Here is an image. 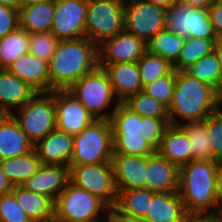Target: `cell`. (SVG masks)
<instances>
[{
    "instance_id": "23",
    "label": "cell",
    "mask_w": 222,
    "mask_h": 222,
    "mask_svg": "<svg viewBox=\"0 0 222 222\" xmlns=\"http://www.w3.org/2000/svg\"><path fill=\"white\" fill-rule=\"evenodd\" d=\"M34 150L33 142L12 115L0 121V160L21 156Z\"/></svg>"
},
{
    "instance_id": "12",
    "label": "cell",
    "mask_w": 222,
    "mask_h": 222,
    "mask_svg": "<svg viewBox=\"0 0 222 222\" xmlns=\"http://www.w3.org/2000/svg\"><path fill=\"white\" fill-rule=\"evenodd\" d=\"M88 0H55L51 33L59 40L86 37Z\"/></svg>"
},
{
    "instance_id": "56",
    "label": "cell",
    "mask_w": 222,
    "mask_h": 222,
    "mask_svg": "<svg viewBox=\"0 0 222 222\" xmlns=\"http://www.w3.org/2000/svg\"><path fill=\"white\" fill-rule=\"evenodd\" d=\"M7 114L0 108V121L6 116Z\"/></svg>"
},
{
    "instance_id": "36",
    "label": "cell",
    "mask_w": 222,
    "mask_h": 222,
    "mask_svg": "<svg viewBox=\"0 0 222 222\" xmlns=\"http://www.w3.org/2000/svg\"><path fill=\"white\" fill-rule=\"evenodd\" d=\"M137 66L143 87L168 75L173 70V65L168 60L160 55L152 54L148 50L137 61Z\"/></svg>"
},
{
    "instance_id": "24",
    "label": "cell",
    "mask_w": 222,
    "mask_h": 222,
    "mask_svg": "<svg viewBox=\"0 0 222 222\" xmlns=\"http://www.w3.org/2000/svg\"><path fill=\"white\" fill-rule=\"evenodd\" d=\"M187 215L179 192H155L145 220L148 222H182Z\"/></svg>"
},
{
    "instance_id": "54",
    "label": "cell",
    "mask_w": 222,
    "mask_h": 222,
    "mask_svg": "<svg viewBox=\"0 0 222 222\" xmlns=\"http://www.w3.org/2000/svg\"><path fill=\"white\" fill-rule=\"evenodd\" d=\"M40 1H44V0H21V7L31 5V4H35V3H38Z\"/></svg>"
},
{
    "instance_id": "17",
    "label": "cell",
    "mask_w": 222,
    "mask_h": 222,
    "mask_svg": "<svg viewBox=\"0 0 222 222\" xmlns=\"http://www.w3.org/2000/svg\"><path fill=\"white\" fill-rule=\"evenodd\" d=\"M111 164L117 190L145 188L146 156L113 154Z\"/></svg>"
},
{
    "instance_id": "44",
    "label": "cell",
    "mask_w": 222,
    "mask_h": 222,
    "mask_svg": "<svg viewBox=\"0 0 222 222\" xmlns=\"http://www.w3.org/2000/svg\"><path fill=\"white\" fill-rule=\"evenodd\" d=\"M210 21L218 39H222V4L216 1L208 9Z\"/></svg>"
},
{
    "instance_id": "42",
    "label": "cell",
    "mask_w": 222,
    "mask_h": 222,
    "mask_svg": "<svg viewBox=\"0 0 222 222\" xmlns=\"http://www.w3.org/2000/svg\"><path fill=\"white\" fill-rule=\"evenodd\" d=\"M31 220L11 192L0 196V222H30Z\"/></svg>"
},
{
    "instance_id": "29",
    "label": "cell",
    "mask_w": 222,
    "mask_h": 222,
    "mask_svg": "<svg viewBox=\"0 0 222 222\" xmlns=\"http://www.w3.org/2000/svg\"><path fill=\"white\" fill-rule=\"evenodd\" d=\"M218 39L189 37L185 40L177 60L172 64L175 71H185L198 59L214 51Z\"/></svg>"
},
{
    "instance_id": "46",
    "label": "cell",
    "mask_w": 222,
    "mask_h": 222,
    "mask_svg": "<svg viewBox=\"0 0 222 222\" xmlns=\"http://www.w3.org/2000/svg\"><path fill=\"white\" fill-rule=\"evenodd\" d=\"M182 222H215L212 214H187Z\"/></svg>"
},
{
    "instance_id": "3",
    "label": "cell",
    "mask_w": 222,
    "mask_h": 222,
    "mask_svg": "<svg viewBox=\"0 0 222 222\" xmlns=\"http://www.w3.org/2000/svg\"><path fill=\"white\" fill-rule=\"evenodd\" d=\"M217 167L213 160H192L180 167L178 192L187 214H212L221 204Z\"/></svg>"
},
{
    "instance_id": "45",
    "label": "cell",
    "mask_w": 222,
    "mask_h": 222,
    "mask_svg": "<svg viewBox=\"0 0 222 222\" xmlns=\"http://www.w3.org/2000/svg\"><path fill=\"white\" fill-rule=\"evenodd\" d=\"M192 8L209 9L217 0H178Z\"/></svg>"
},
{
    "instance_id": "49",
    "label": "cell",
    "mask_w": 222,
    "mask_h": 222,
    "mask_svg": "<svg viewBox=\"0 0 222 222\" xmlns=\"http://www.w3.org/2000/svg\"><path fill=\"white\" fill-rule=\"evenodd\" d=\"M216 185L219 201L222 204V162L218 163Z\"/></svg>"
},
{
    "instance_id": "31",
    "label": "cell",
    "mask_w": 222,
    "mask_h": 222,
    "mask_svg": "<svg viewBox=\"0 0 222 222\" xmlns=\"http://www.w3.org/2000/svg\"><path fill=\"white\" fill-rule=\"evenodd\" d=\"M185 40L174 32L165 29L152 37L147 43V50L152 54L160 55L173 64L177 60Z\"/></svg>"
},
{
    "instance_id": "1",
    "label": "cell",
    "mask_w": 222,
    "mask_h": 222,
    "mask_svg": "<svg viewBox=\"0 0 222 222\" xmlns=\"http://www.w3.org/2000/svg\"><path fill=\"white\" fill-rule=\"evenodd\" d=\"M221 106L222 96L214 87L192 77L186 71H176L173 99L168 108L170 125L203 121Z\"/></svg>"
},
{
    "instance_id": "20",
    "label": "cell",
    "mask_w": 222,
    "mask_h": 222,
    "mask_svg": "<svg viewBox=\"0 0 222 222\" xmlns=\"http://www.w3.org/2000/svg\"><path fill=\"white\" fill-rule=\"evenodd\" d=\"M110 79L113 92L120 103L131 95L143 91L137 62L99 65Z\"/></svg>"
},
{
    "instance_id": "2",
    "label": "cell",
    "mask_w": 222,
    "mask_h": 222,
    "mask_svg": "<svg viewBox=\"0 0 222 222\" xmlns=\"http://www.w3.org/2000/svg\"><path fill=\"white\" fill-rule=\"evenodd\" d=\"M99 66L98 45L87 37L60 40L48 62L51 92L68 90L84 75Z\"/></svg>"
},
{
    "instance_id": "43",
    "label": "cell",
    "mask_w": 222,
    "mask_h": 222,
    "mask_svg": "<svg viewBox=\"0 0 222 222\" xmlns=\"http://www.w3.org/2000/svg\"><path fill=\"white\" fill-rule=\"evenodd\" d=\"M18 27V10L0 3V39Z\"/></svg>"
},
{
    "instance_id": "33",
    "label": "cell",
    "mask_w": 222,
    "mask_h": 222,
    "mask_svg": "<svg viewBox=\"0 0 222 222\" xmlns=\"http://www.w3.org/2000/svg\"><path fill=\"white\" fill-rule=\"evenodd\" d=\"M113 154L148 156L156 152L141 133H112Z\"/></svg>"
},
{
    "instance_id": "37",
    "label": "cell",
    "mask_w": 222,
    "mask_h": 222,
    "mask_svg": "<svg viewBox=\"0 0 222 222\" xmlns=\"http://www.w3.org/2000/svg\"><path fill=\"white\" fill-rule=\"evenodd\" d=\"M110 123L112 133L141 132V116L132 112L123 103H120L112 112Z\"/></svg>"
},
{
    "instance_id": "51",
    "label": "cell",
    "mask_w": 222,
    "mask_h": 222,
    "mask_svg": "<svg viewBox=\"0 0 222 222\" xmlns=\"http://www.w3.org/2000/svg\"><path fill=\"white\" fill-rule=\"evenodd\" d=\"M0 3L16 10L21 8V0H0Z\"/></svg>"
},
{
    "instance_id": "48",
    "label": "cell",
    "mask_w": 222,
    "mask_h": 222,
    "mask_svg": "<svg viewBox=\"0 0 222 222\" xmlns=\"http://www.w3.org/2000/svg\"><path fill=\"white\" fill-rule=\"evenodd\" d=\"M214 52L216 54L217 60L220 65V73H221V96H222V39H218L215 47Z\"/></svg>"
},
{
    "instance_id": "26",
    "label": "cell",
    "mask_w": 222,
    "mask_h": 222,
    "mask_svg": "<svg viewBox=\"0 0 222 222\" xmlns=\"http://www.w3.org/2000/svg\"><path fill=\"white\" fill-rule=\"evenodd\" d=\"M156 151L179 168L193 160L187 134L180 126L169 125L166 128Z\"/></svg>"
},
{
    "instance_id": "41",
    "label": "cell",
    "mask_w": 222,
    "mask_h": 222,
    "mask_svg": "<svg viewBox=\"0 0 222 222\" xmlns=\"http://www.w3.org/2000/svg\"><path fill=\"white\" fill-rule=\"evenodd\" d=\"M170 125V119L141 116V135L149 144L157 150L160 146L166 128Z\"/></svg>"
},
{
    "instance_id": "50",
    "label": "cell",
    "mask_w": 222,
    "mask_h": 222,
    "mask_svg": "<svg viewBox=\"0 0 222 222\" xmlns=\"http://www.w3.org/2000/svg\"><path fill=\"white\" fill-rule=\"evenodd\" d=\"M151 4L161 6L165 9L169 8L176 0H144Z\"/></svg>"
},
{
    "instance_id": "40",
    "label": "cell",
    "mask_w": 222,
    "mask_h": 222,
    "mask_svg": "<svg viewBox=\"0 0 222 222\" xmlns=\"http://www.w3.org/2000/svg\"><path fill=\"white\" fill-rule=\"evenodd\" d=\"M29 36L28 52L48 63L51 60L60 40L51 32L32 33L29 34Z\"/></svg>"
},
{
    "instance_id": "57",
    "label": "cell",
    "mask_w": 222,
    "mask_h": 222,
    "mask_svg": "<svg viewBox=\"0 0 222 222\" xmlns=\"http://www.w3.org/2000/svg\"><path fill=\"white\" fill-rule=\"evenodd\" d=\"M109 220H89V221H83V222H108Z\"/></svg>"
},
{
    "instance_id": "39",
    "label": "cell",
    "mask_w": 222,
    "mask_h": 222,
    "mask_svg": "<svg viewBox=\"0 0 222 222\" xmlns=\"http://www.w3.org/2000/svg\"><path fill=\"white\" fill-rule=\"evenodd\" d=\"M208 140L211 146L212 160L222 162V106L204 119Z\"/></svg>"
},
{
    "instance_id": "8",
    "label": "cell",
    "mask_w": 222,
    "mask_h": 222,
    "mask_svg": "<svg viewBox=\"0 0 222 222\" xmlns=\"http://www.w3.org/2000/svg\"><path fill=\"white\" fill-rule=\"evenodd\" d=\"M125 0H88L86 37L100 45L124 29Z\"/></svg>"
},
{
    "instance_id": "5",
    "label": "cell",
    "mask_w": 222,
    "mask_h": 222,
    "mask_svg": "<svg viewBox=\"0 0 222 222\" xmlns=\"http://www.w3.org/2000/svg\"><path fill=\"white\" fill-rule=\"evenodd\" d=\"M68 91L84 105L96 120H110L112 112L120 104L119 100H114L116 97L108 74L99 66L76 81ZM110 106L113 109L111 108L109 113L107 110L110 109Z\"/></svg>"
},
{
    "instance_id": "14",
    "label": "cell",
    "mask_w": 222,
    "mask_h": 222,
    "mask_svg": "<svg viewBox=\"0 0 222 222\" xmlns=\"http://www.w3.org/2000/svg\"><path fill=\"white\" fill-rule=\"evenodd\" d=\"M147 51V44L123 29L98 45L99 65L137 62Z\"/></svg>"
},
{
    "instance_id": "55",
    "label": "cell",
    "mask_w": 222,
    "mask_h": 222,
    "mask_svg": "<svg viewBox=\"0 0 222 222\" xmlns=\"http://www.w3.org/2000/svg\"><path fill=\"white\" fill-rule=\"evenodd\" d=\"M30 222H56L55 218H49V219H34L31 220Z\"/></svg>"
},
{
    "instance_id": "30",
    "label": "cell",
    "mask_w": 222,
    "mask_h": 222,
    "mask_svg": "<svg viewBox=\"0 0 222 222\" xmlns=\"http://www.w3.org/2000/svg\"><path fill=\"white\" fill-rule=\"evenodd\" d=\"M29 33L18 27L0 39V69L8 66L29 51Z\"/></svg>"
},
{
    "instance_id": "18",
    "label": "cell",
    "mask_w": 222,
    "mask_h": 222,
    "mask_svg": "<svg viewBox=\"0 0 222 222\" xmlns=\"http://www.w3.org/2000/svg\"><path fill=\"white\" fill-rule=\"evenodd\" d=\"M7 70L26 82L36 92H51L48 63L29 52L14 60Z\"/></svg>"
},
{
    "instance_id": "47",
    "label": "cell",
    "mask_w": 222,
    "mask_h": 222,
    "mask_svg": "<svg viewBox=\"0 0 222 222\" xmlns=\"http://www.w3.org/2000/svg\"><path fill=\"white\" fill-rule=\"evenodd\" d=\"M14 186L10 180L6 177L5 173L2 171L0 166V196L3 194H8L12 191Z\"/></svg>"
},
{
    "instance_id": "15",
    "label": "cell",
    "mask_w": 222,
    "mask_h": 222,
    "mask_svg": "<svg viewBox=\"0 0 222 222\" xmlns=\"http://www.w3.org/2000/svg\"><path fill=\"white\" fill-rule=\"evenodd\" d=\"M70 182V168L62 165L42 164L22 186L34 193L49 197L54 203Z\"/></svg>"
},
{
    "instance_id": "34",
    "label": "cell",
    "mask_w": 222,
    "mask_h": 222,
    "mask_svg": "<svg viewBox=\"0 0 222 222\" xmlns=\"http://www.w3.org/2000/svg\"><path fill=\"white\" fill-rule=\"evenodd\" d=\"M185 71L201 82L211 85L221 95L220 65L214 51L198 59Z\"/></svg>"
},
{
    "instance_id": "6",
    "label": "cell",
    "mask_w": 222,
    "mask_h": 222,
    "mask_svg": "<svg viewBox=\"0 0 222 222\" xmlns=\"http://www.w3.org/2000/svg\"><path fill=\"white\" fill-rule=\"evenodd\" d=\"M113 156L110 120H95L73 136V153L69 165L111 162Z\"/></svg>"
},
{
    "instance_id": "27",
    "label": "cell",
    "mask_w": 222,
    "mask_h": 222,
    "mask_svg": "<svg viewBox=\"0 0 222 222\" xmlns=\"http://www.w3.org/2000/svg\"><path fill=\"white\" fill-rule=\"evenodd\" d=\"M11 193L25 213L32 219L54 218V202L47 196L16 185Z\"/></svg>"
},
{
    "instance_id": "58",
    "label": "cell",
    "mask_w": 222,
    "mask_h": 222,
    "mask_svg": "<svg viewBox=\"0 0 222 222\" xmlns=\"http://www.w3.org/2000/svg\"><path fill=\"white\" fill-rule=\"evenodd\" d=\"M108 222H117V221L111 218Z\"/></svg>"
},
{
    "instance_id": "28",
    "label": "cell",
    "mask_w": 222,
    "mask_h": 222,
    "mask_svg": "<svg viewBox=\"0 0 222 222\" xmlns=\"http://www.w3.org/2000/svg\"><path fill=\"white\" fill-rule=\"evenodd\" d=\"M35 150L21 156L0 160V166L13 186L22 185L41 167Z\"/></svg>"
},
{
    "instance_id": "53",
    "label": "cell",
    "mask_w": 222,
    "mask_h": 222,
    "mask_svg": "<svg viewBox=\"0 0 222 222\" xmlns=\"http://www.w3.org/2000/svg\"><path fill=\"white\" fill-rule=\"evenodd\" d=\"M114 220H116L117 222H148L145 219H136V218H133V219H114Z\"/></svg>"
},
{
    "instance_id": "22",
    "label": "cell",
    "mask_w": 222,
    "mask_h": 222,
    "mask_svg": "<svg viewBox=\"0 0 222 222\" xmlns=\"http://www.w3.org/2000/svg\"><path fill=\"white\" fill-rule=\"evenodd\" d=\"M117 201L112 208L113 219H145L153 199L147 188L117 190Z\"/></svg>"
},
{
    "instance_id": "11",
    "label": "cell",
    "mask_w": 222,
    "mask_h": 222,
    "mask_svg": "<svg viewBox=\"0 0 222 222\" xmlns=\"http://www.w3.org/2000/svg\"><path fill=\"white\" fill-rule=\"evenodd\" d=\"M165 12V8L144 0H125L124 29L147 44L166 29Z\"/></svg>"
},
{
    "instance_id": "35",
    "label": "cell",
    "mask_w": 222,
    "mask_h": 222,
    "mask_svg": "<svg viewBox=\"0 0 222 222\" xmlns=\"http://www.w3.org/2000/svg\"><path fill=\"white\" fill-rule=\"evenodd\" d=\"M122 103L132 112L142 117L170 119L168 107L147 95L144 91L131 95Z\"/></svg>"
},
{
    "instance_id": "13",
    "label": "cell",
    "mask_w": 222,
    "mask_h": 222,
    "mask_svg": "<svg viewBox=\"0 0 222 222\" xmlns=\"http://www.w3.org/2000/svg\"><path fill=\"white\" fill-rule=\"evenodd\" d=\"M56 129L69 135H77L96 119L68 90H54Z\"/></svg>"
},
{
    "instance_id": "19",
    "label": "cell",
    "mask_w": 222,
    "mask_h": 222,
    "mask_svg": "<svg viewBox=\"0 0 222 222\" xmlns=\"http://www.w3.org/2000/svg\"><path fill=\"white\" fill-rule=\"evenodd\" d=\"M34 150L42 164L68 166L73 153V136L58 129L34 144Z\"/></svg>"
},
{
    "instance_id": "16",
    "label": "cell",
    "mask_w": 222,
    "mask_h": 222,
    "mask_svg": "<svg viewBox=\"0 0 222 222\" xmlns=\"http://www.w3.org/2000/svg\"><path fill=\"white\" fill-rule=\"evenodd\" d=\"M180 168L157 151L146 156L145 188L155 192H178Z\"/></svg>"
},
{
    "instance_id": "52",
    "label": "cell",
    "mask_w": 222,
    "mask_h": 222,
    "mask_svg": "<svg viewBox=\"0 0 222 222\" xmlns=\"http://www.w3.org/2000/svg\"><path fill=\"white\" fill-rule=\"evenodd\" d=\"M215 222H222V204H220L212 213Z\"/></svg>"
},
{
    "instance_id": "38",
    "label": "cell",
    "mask_w": 222,
    "mask_h": 222,
    "mask_svg": "<svg viewBox=\"0 0 222 222\" xmlns=\"http://www.w3.org/2000/svg\"><path fill=\"white\" fill-rule=\"evenodd\" d=\"M175 84L176 71L173 69L168 75L145 85L143 91L169 108L172 103Z\"/></svg>"
},
{
    "instance_id": "21",
    "label": "cell",
    "mask_w": 222,
    "mask_h": 222,
    "mask_svg": "<svg viewBox=\"0 0 222 222\" xmlns=\"http://www.w3.org/2000/svg\"><path fill=\"white\" fill-rule=\"evenodd\" d=\"M37 92L7 69H0V108L12 115Z\"/></svg>"
},
{
    "instance_id": "32",
    "label": "cell",
    "mask_w": 222,
    "mask_h": 222,
    "mask_svg": "<svg viewBox=\"0 0 222 222\" xmlns=\"http://www.w3.org/2000/svg\"><path fill=\"white\" fill-rule=\"evenodd\" d=\"M180 127L187 134L193 160H212L205 121L188 122Z\"/></svg>"
},
{
    "instance_id": "7",
    "label": "cell",
    "mask_w": 222,
    "mask_h": 222,
    "mask_svg": "<svg viewBox=\"0 0 222 222\" xmlns=\"http://www.w3.org/2000/svg\"><path fill=\"white\" fill-rule=\"evenodd\" d=\"M12 116L33 144L44 139L56 129L54 91L37 92Z\"/></svg>"
},
{
    "instance_id": "9",
    "label": "cell",
    "mask_w": 222,
    "mask_h": 222,
    "mask_svg": "<svg viewBox=\"0 0 222 222\" xmlns=\"http://www.w3.org/2000/svg\"><path fill=\"white\" fill-rule=\"evenodd\" d=\"M166 29L184 39H218L207 9L192 8L176 0L165 12Z\"/></svg>"
},
{
    "instance_id": "25",
    "label": "cell",
    "mask_w": 222,
    "mask_h": 222,
    "mask_svg": "<svg viewBox=\"0 0 222 222\" xmlns=\"http://www.w3.org/2000/svg\"><path fill=\"white\" fill-rule=\"evenodd\" d=\"M54 14L55 0L22 6L18 10L19 27L29 34L51 32Z\"/></svg>"
},
{
    "instance_id": "4",
    "label": "cell",
    "mask_w": 222,
    "mask_h": 222,
    "mask_svg": "<svg viewBox=\"0 0 222 222\" xmlns=\"http://www.w3.org/2000/svg\"><path fill=\"white\" fill-rule=\"evenodd\" d=\"M111 215L112 209L103 200L71 182L67 184L54 203L56 222L110 220Z\"/></svg>"
},
{
    "instance_id": "10",
    "label": "cell",
    "mask_w": 222,
    "mask_h": 222,
    "mask_svg": "<svg viewBox=\"0 0 222 222\" xmlns=\"http://www.w3.org/2000/svg\"><path fill=\"white\" fill-rule=\"evenodd\" d=\"M69 168L71 183L99 197L111 209L115 206L118 192L111 162L69 165Z\"/></svg>"
}]
</instances>
